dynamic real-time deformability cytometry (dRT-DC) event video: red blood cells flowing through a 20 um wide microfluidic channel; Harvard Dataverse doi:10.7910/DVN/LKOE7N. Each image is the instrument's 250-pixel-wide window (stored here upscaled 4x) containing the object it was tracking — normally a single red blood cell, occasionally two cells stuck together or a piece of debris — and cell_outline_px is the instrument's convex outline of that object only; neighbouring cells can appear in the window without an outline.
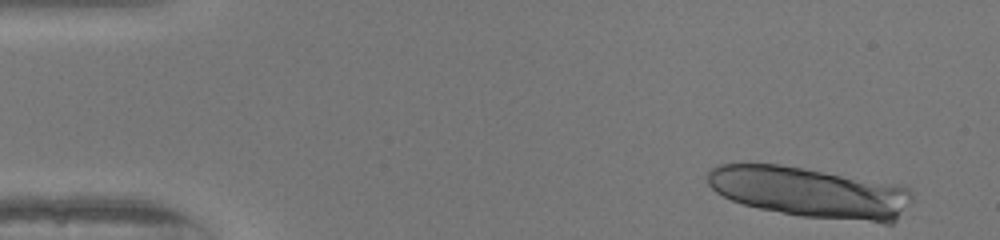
{"species": "human", "species_latin": "Homo sapiens", "temperature_condition": "warm", "stored_images_in_passage": 14, "camera_frame_rate_fps": 3000, "um_per_image_px": 0.085, "donor": {"sex": "female"}, "frame": {"image": 1, "passage_image": 1, "time_ms": 0.0, "image_size_px": [1000, 240], "cell_outline_px": [[912, 204], [892, 224], [884, 224], [800, 216], [760, 208], [744, 204], [732, 200], [716, 192], [708, 184], [708, 172], [712, 168], [720, 164], [780, 164], [804, 168], [908, 188], [912, 196]], "centroid_in_image_um": [68.87, 16.38], "position_along_channel_um": 16.1, "area_um2": 59.82}}